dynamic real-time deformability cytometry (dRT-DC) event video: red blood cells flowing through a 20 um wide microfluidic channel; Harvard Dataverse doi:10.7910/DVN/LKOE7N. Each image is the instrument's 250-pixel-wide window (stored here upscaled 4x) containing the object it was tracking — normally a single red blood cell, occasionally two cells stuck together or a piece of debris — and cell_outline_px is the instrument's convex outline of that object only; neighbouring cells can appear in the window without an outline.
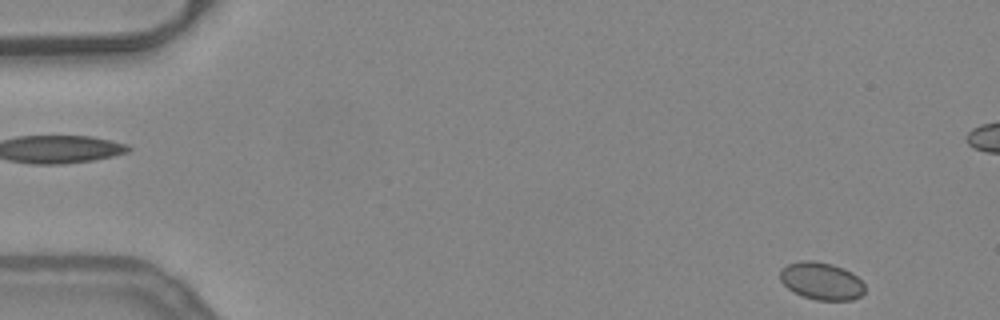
{"species": "common noctule bat (a hibernating species)", "species_latin": "Nyctalus noctula", "temperature_condition": "warm", "stored_images_in_passage": 51, "camera_frame_rate_fps": 3000, "um_per_image_px": 0.085, "animal": {"sex": "female", "body_mass_g": 24.6, "forearm_length_mm": 56.2}, "frame": {"image": 1, "passage_image": 1, "time_ms": 0.0, "image_size_px": [1000, 320], "cell_outline_px": [[864, 292], [860, 296], [852, 300], [816, 300], [792, 292], [780, 280], [780, 268], [788, 264], [800, 260], [812, 260], [832, 264], [844, 268], [852, 272], [864, 284]], "centroid_in_image_um": [69.8, 23.87], "position_along_channel_um": 15.2, "area_um2": 18.61}}
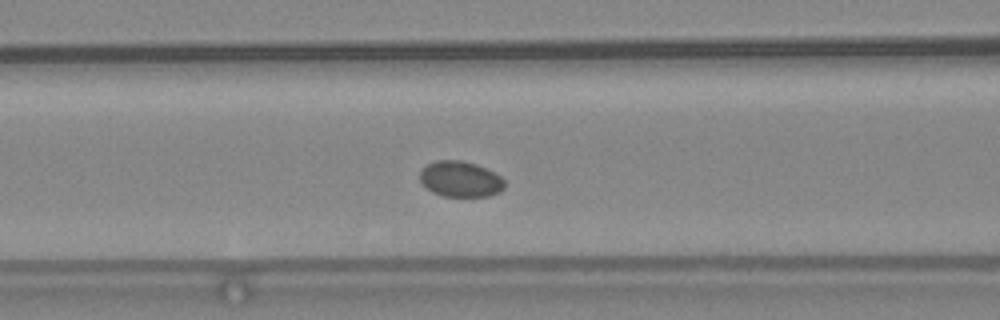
{"frame": {"image": 2, "passage_image": 19, "time_ms": 6.0, "image_size_px": [1000, 320], "cell_outline_px": [[504, 188], [500, 192], [488, 196], [444, 196], [432, 192], [420, 184], [420, 172], [428, 164], [436, 160], [460, 160], [476, 164], [500, 176], [504, 180]], "centroid_in_image_um": [39.11, 15.23], "position_along_channel_um": 127.5, "area_um2": 17.57}}
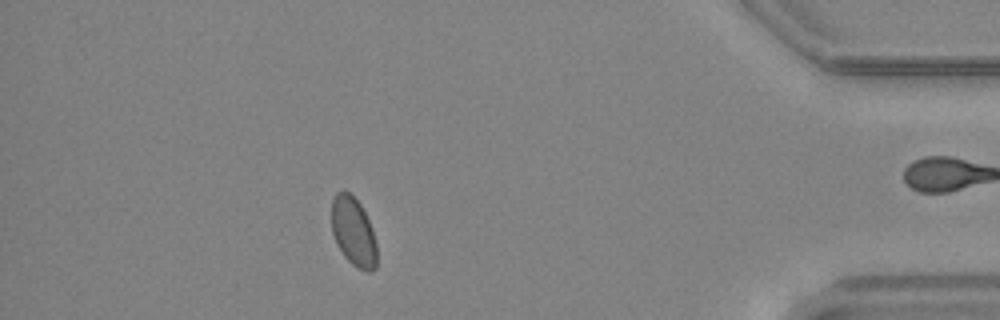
{"frame": {"image": 3, "passage_image": 44, "time_ms": 14.333, "image_size_px": [1000, 320], "cell_outline_px": [[376, 268], [368, 272], [356, 268], [344, 256], [336, 244], [332, 232], [332, 200], [336, 192], [340, 188], [344, 188], [360, 204], [372, 228], [376, 244]], "centroid_in_image_um": [30.02, 19.68], "position_along_channel_um": 405.2, "area_um2": 18.26}}